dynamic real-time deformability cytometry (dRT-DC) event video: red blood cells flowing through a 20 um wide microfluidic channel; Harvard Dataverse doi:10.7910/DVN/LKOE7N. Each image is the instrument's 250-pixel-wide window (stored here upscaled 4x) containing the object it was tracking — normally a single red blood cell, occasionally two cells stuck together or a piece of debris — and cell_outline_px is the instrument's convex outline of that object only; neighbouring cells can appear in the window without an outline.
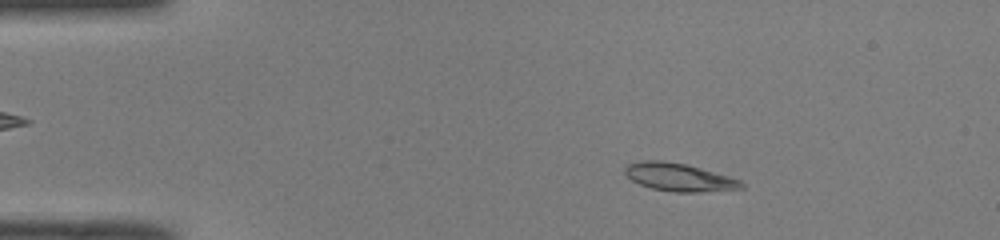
{"species": "common noctule bat (a hibernating species)", "species_latin": "Nyctalus noctula", "temperature_condition": "room temperature", "stored_images_in_passage": 49, "camera_frame_rate_fps": 3000, "um_per_image_px": 0.085, "animal": {"sex": "male", "body_mass_g": 19.0, "forearm_length_mm": 50.8}, "frame": {"image": 1, "passage_image": 8, "time_ms": 2.333, "image_size_px": [1000, 240], "cell_outline_px": [[744, 188], [700, 192], [676, 192], [652, 188], [640, 184], [632, 180], [624, 172], [624, 168], [628, 164], [644, 160], [664, 160], [684, 164], [700, 168], [728, 176], [740, 180], [744, 184]], "centroid_in_image_um": [57.71, 15.06], "position_along_channel_um": 27.3, "area_um2": 18.73}}
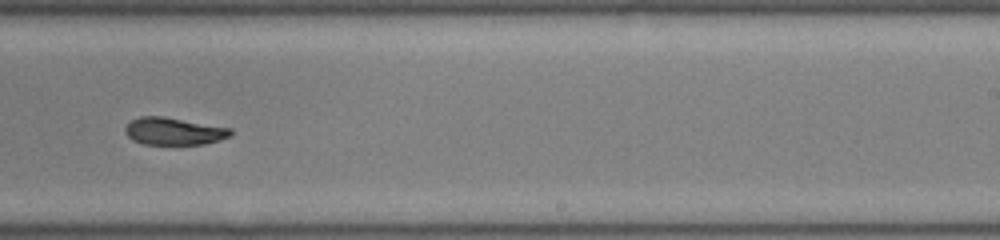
{"frame": {"image": 2, "passage_image": 31, "time_ms": 10.0, "image_size_px": [1000, 240], "cell_outline_px": [[232, 136], [220, 140], [204, 144], [144, 144], [132, 140], [124, 132], [124, 128], [132, 120], [140, 116], [164, 116], [232, 128]], "centroid_in_image_um": [14.79, 11.15], "position_along_channel_um": 274.2, "area_um2": 16.94}}
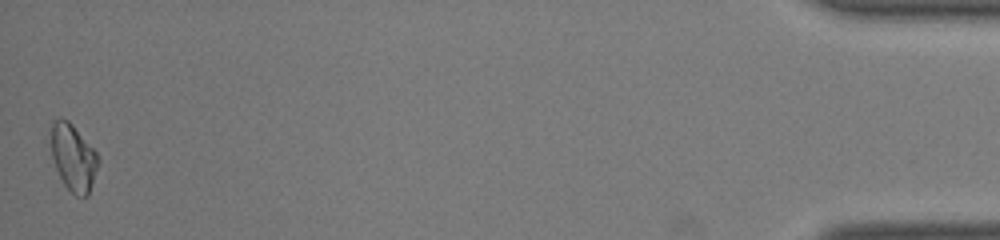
{"frame": {"image": 3, "passage_image": 49, "time_ms": 16.0, "image_size_px": [1000, 240], "cell_outline_px": [[100, 160], [88, 196], [76, 196], [64, 184], [56, 168], [52, 156], [52, 124], [60, 116], [68, 120], [72, 124], [96, 152]], "centroid_in_image_um": [6.25, 13.39], "position_along_channel_um": 429.0, "area_um2": 18.03}, "authors_computed_cell_mechanics": {"area_um2": 18.207, "velocity_mm_per_s": 4.0879, "shape_relaxation_time_tau1_ms": null, "shape_relaxation_time_tau2_ms": 1.7536, "deformation_change_tau1": null, "deformation_change_tau2": 0.0596}}